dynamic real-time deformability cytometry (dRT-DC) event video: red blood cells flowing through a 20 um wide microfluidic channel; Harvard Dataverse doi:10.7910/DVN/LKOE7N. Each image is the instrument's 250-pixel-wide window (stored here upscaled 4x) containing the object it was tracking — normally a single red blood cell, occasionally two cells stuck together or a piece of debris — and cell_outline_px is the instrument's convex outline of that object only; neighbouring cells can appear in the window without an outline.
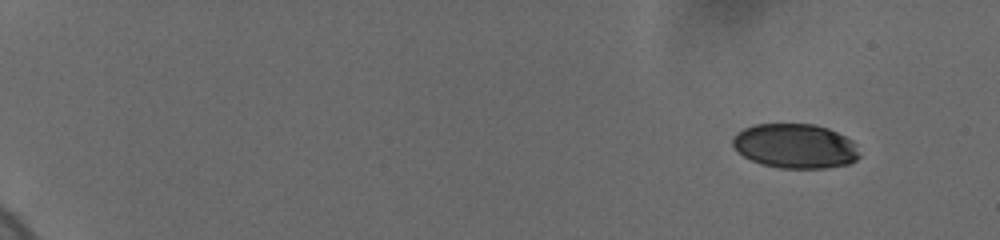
{"species": "human", "species_latin": "Homo sapiens", "temperature_condition": "cold", "stored_images_in_passage": 9, "camera_frame_rate_fps": 3000, "um_per_image_px": 0.085, "donor": {"sex": "female"}, "frame": {"image": 1, "passage_image": 1, "time_ms": 0.0, "image_size_px": [1000, 240], "cell_outline_px": [[860, 156], [856, 160], [848, 164], [824, 168], [780, 168], [760, 164], [744, 156], [732, 144], [732, 136], [736, 132], [744, 128], [756, 124], [812, 124], [828, 128], [852, 140], [856, 144]], "centroid_in_image_um": [67.59, 12.41], "position_along_channel_um": 17.4, "area_um2": 32.89}}
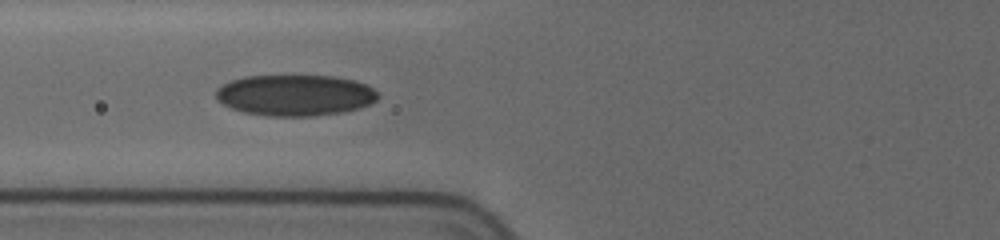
{"frame": {"image": 2, "passage_image": 8, "time_ms": 7.0, "image_size_px": [1000, 240], "cell_outline_px": [[380, 96], [376, 100], [360, 108], [340, 112], [312, 116], [268, 116], [244, 112], [232, 108], [216, 100], [216, 88], [232, 80], [244, 76], [332, 76], [352, 80], [364, 84], [372, 88]], "centroid_in_image_um": [25.05, 8.09], "position_along_channel_um": 100.7, "area_um2": 38.55}}
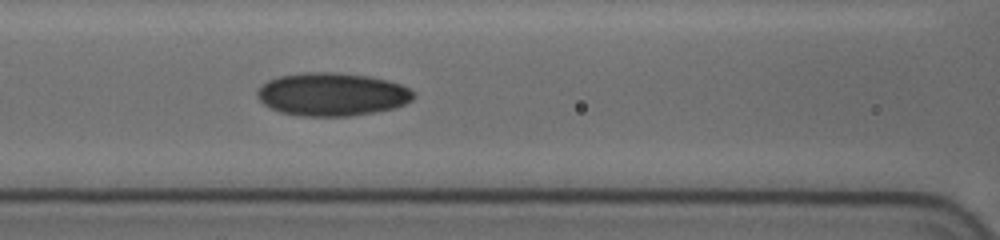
{"frame": {"image": 3, "passage_image": 9, "time_ms": 8.0, "image_size_px": [1000, 240], "cell_outline_px": [[412, 100], [396, 108], [348, 116], [300, 116], [280, 112], [264, 104], [256, 96], [256, 92], [268, 80], [280, 76], [304, 72], [332, 72], [368, 76], [388, 80], [400, 84], [408, 88], [412, 92]], "centroid_in_image_um": [28.21, 8.02], "position_along_channel_um": 138.4, "area_um2": 39.02}}